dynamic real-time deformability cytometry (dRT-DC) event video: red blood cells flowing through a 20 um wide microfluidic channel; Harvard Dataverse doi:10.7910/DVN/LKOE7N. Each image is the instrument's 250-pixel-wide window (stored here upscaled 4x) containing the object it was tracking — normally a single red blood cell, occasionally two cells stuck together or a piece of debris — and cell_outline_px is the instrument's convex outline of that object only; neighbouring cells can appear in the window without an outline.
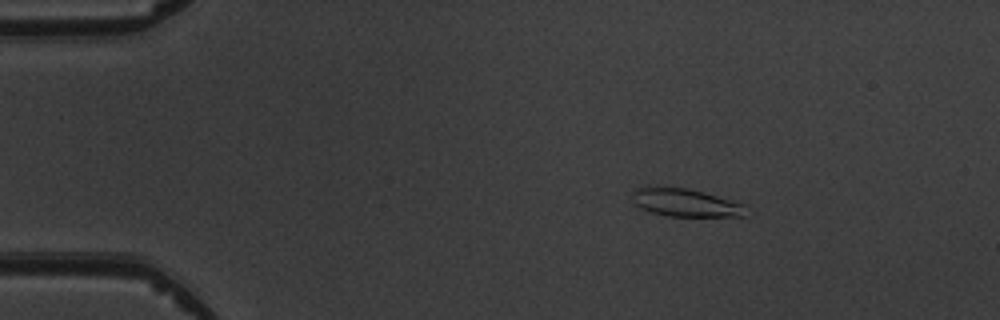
{"species": "common noctule bat (a hibernating species)", "species_latin": "Nyctalus noctula", "temperature_condition": "warm", "stored_images_in_passage": 5, "camera_frame_rate_fps": 3000, "um_per_image_px": 0.085, "animal": {"sex": "male", "body_mass_g": 19.5, "forearm_length_mm": 54.6}, "frame": {"image": 1, "passage_image": 3, "time_ms": 2.333, "image_size_px": [1000, 320], "cell_outline_px": [[744, 216], [668, 216], [652, 212], [640, 208], [632, 200], [632, 192], [636, 188], [648, 184], [656, 184], [688, 188], [704, 192], [744, 204]], "centroid_in_image_um": [58.14, 17.17], "position_along_channel_um": 26.9, "area_um2": 18.9}}